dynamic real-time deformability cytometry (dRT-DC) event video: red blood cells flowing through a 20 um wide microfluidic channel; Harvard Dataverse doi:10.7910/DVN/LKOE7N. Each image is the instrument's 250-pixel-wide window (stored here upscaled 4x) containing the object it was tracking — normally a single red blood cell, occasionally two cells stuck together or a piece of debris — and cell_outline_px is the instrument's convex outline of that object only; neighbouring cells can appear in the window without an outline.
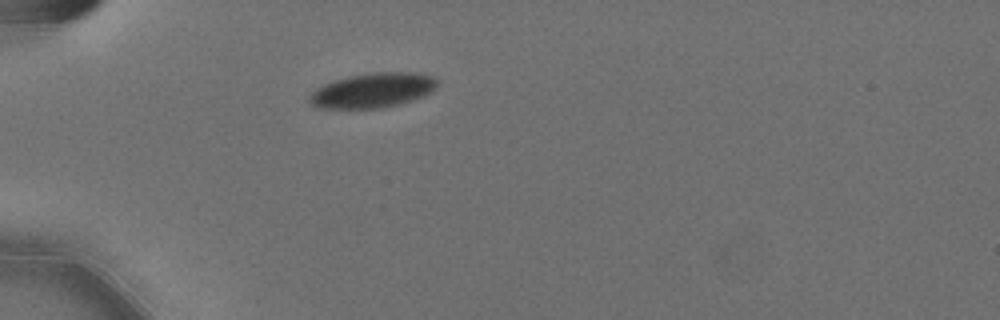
{"species": "Egyptian fruit bat (a non-hibernating species)", "species_latin": "Rousettus aegyptiacus", "temperature_condition": "cold", "stored_images_in_passage": 41, "camera_frame_rate_fps": 3000, "um_per_image_px": 0.085, "animal": {"sex": "female"}, "frame": {"image": 1, "passage_image": 1, "time_ms": 0.0, "image_size_px": [1000, 320], "cell_outline_px": [[436, 88], [432, 92], [424, 96], [412, 100], [380, 108], [316, 108], [308, 104], [308, 96], [316, 88], [324, 84], [348, 76], [372, 72], [416, 72], [432, 76], [436, 80]], "centroid_in_image_um": [31.65, 7.68], "position_along_channel_um": 53.4, "area_um2": 25.95}}
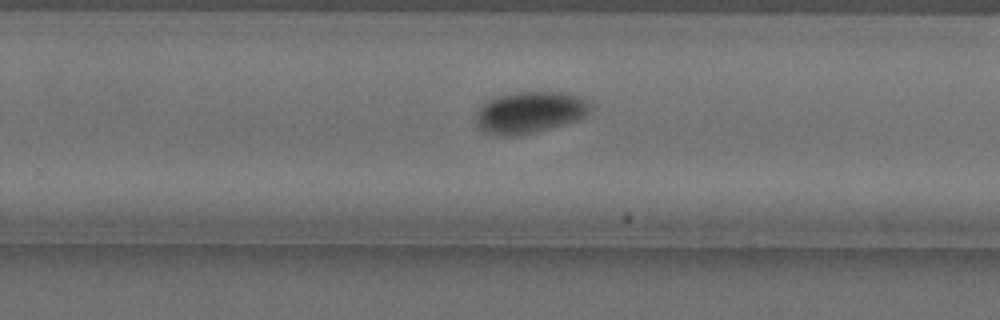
{"frame": {"image": 2, "passage_image": 22, "time_ms": 7.0, "image_size_px": [1000, 320], "cell_outline_px": [[596, 104], [592, 112], [576, 120], [564, 124], [516, 136], [496, 136], [484, 132], [472, 120], [472, 116], [488, 100], [496, 96], [516, 92], [564, 92], [588, 100]], "centroid_in_image_um": [45.03, 9.55], "position_along_channel_um": 284.8, "area_um2": 28.21}}
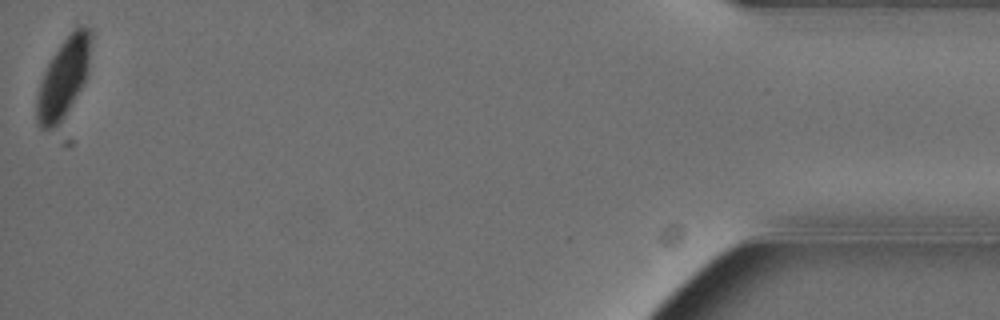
{"frame": {"image": 3, "passage_image": 41, "time_ms": 13.333, "image_size_px": [1000, 320], "cell_outline_px": [[92, 32], [88, 72], [80, 88], [60, 124], [56, 128], [40, 128], [36, 120], [36, 96], [44, 72], [52, 56], [60, 44], [76, 28], [88, 28]], "centroid_in_image_um": [5.38, 6.66], "position_along_channel_um": 429.8, "area_um2": 24.57}}